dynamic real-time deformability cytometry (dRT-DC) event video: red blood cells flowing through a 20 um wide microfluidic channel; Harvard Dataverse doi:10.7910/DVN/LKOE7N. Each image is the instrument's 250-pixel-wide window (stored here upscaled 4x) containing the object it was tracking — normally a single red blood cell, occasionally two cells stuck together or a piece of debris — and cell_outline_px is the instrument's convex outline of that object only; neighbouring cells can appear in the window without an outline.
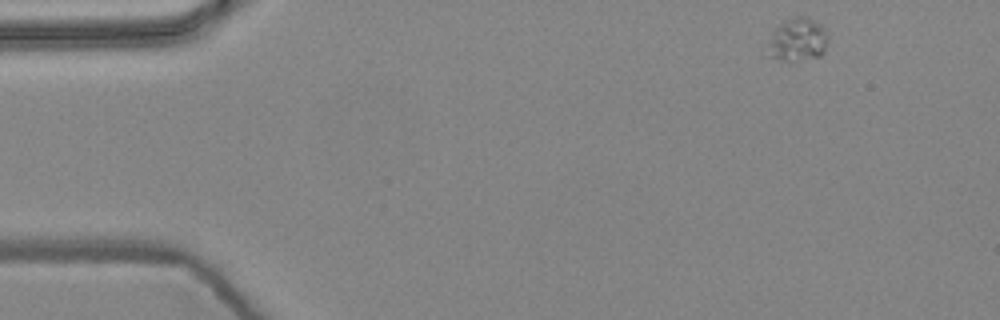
{"species": "common noctule bat (a hibernating species)", "species_latin": "Nyctalus noctula", "temperature_condition": "warm", "stored_images_in_passage": 4, "camera_frame_rate_fps": 3000, "um_per_image_px": 0.085, "animal": {"sex": "female", "body_mass_g": 24.6, "forearm_length_mm": 56.2}, "frame": {"image": 1, "passage_image": 1, "time_ms": 0.0, "image_size_px": [1000, 320], "cell_outline_px": [[828, 40], [824, 52], [820, 56], [788, 64], [772, 56], [768, 44], [768, 40], [772, 32], [780, 24], [796, 16], [808, 16], [820, 24], [824, 28], [828, 36]], "centroid_in_image_um": [67.83, 3.41], "position_along_channel_um": 17.2, "area_um2": 15.37}}
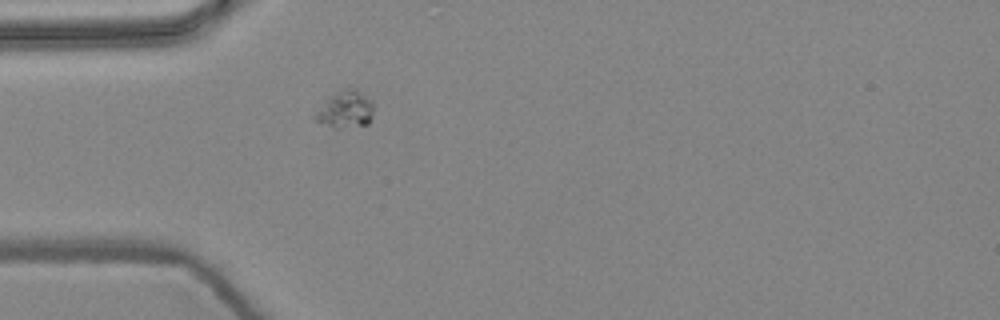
{"frame": {"image": 2, "passage_image": 4, "time_ms": 1.0, "image_size_px": [1000, 320], "cell_outline_px": [[372, 116], [368, 124], [340, 128], [336, 128], [312, 120], [316, 112], [328, 96], [344, 88], [352, 88], [372, 100]], "centroid_in_image_um": [29.33, 9.31], "position_along_channel_um": 55.7, "area_um2": 12.48}}